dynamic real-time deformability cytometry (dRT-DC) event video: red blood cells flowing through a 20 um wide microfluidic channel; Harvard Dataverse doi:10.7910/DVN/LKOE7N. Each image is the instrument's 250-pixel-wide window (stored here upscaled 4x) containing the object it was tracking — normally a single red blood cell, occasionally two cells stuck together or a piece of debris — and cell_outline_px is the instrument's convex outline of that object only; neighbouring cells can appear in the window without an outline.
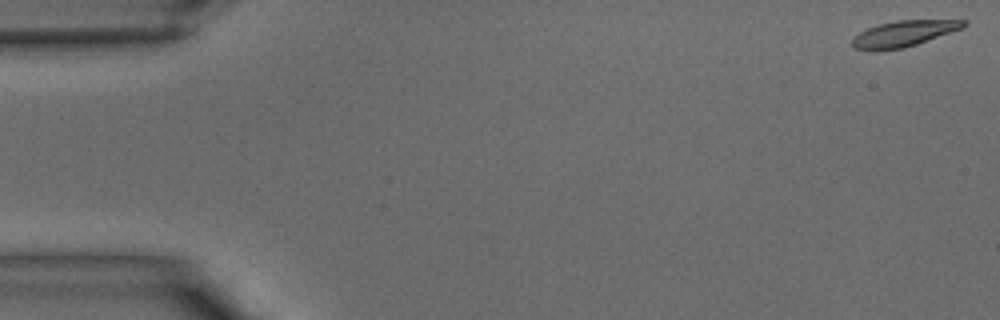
{"species": "common noctule bat (a hibernating species)", "species_latin": "Nyctalus noctula", "temperature_condition": "warm", "stored_images_in_passage": 39, "camera_frame_rate_fps": 3000, "um_per_image_px": 0.085, "animal": {"sex": "male", "body_mass_g": 15.6}, "frame": {"image": 1, "passage_image": 1, "time_ms": 0.0, "image_size_px": [1000, 320], "cell_outline_px": [[968, 24], [964, 28], [904, 48], [876, 52], [872, 52], [856, 48], [852, 44], [852, 40], [860, 32], [876, 24], [896, 20], [968, 20]], "centroid_in_image_um": [76.82, 2.87], "position_along_channel_um": 8.2, "area_um2": 17.05}}
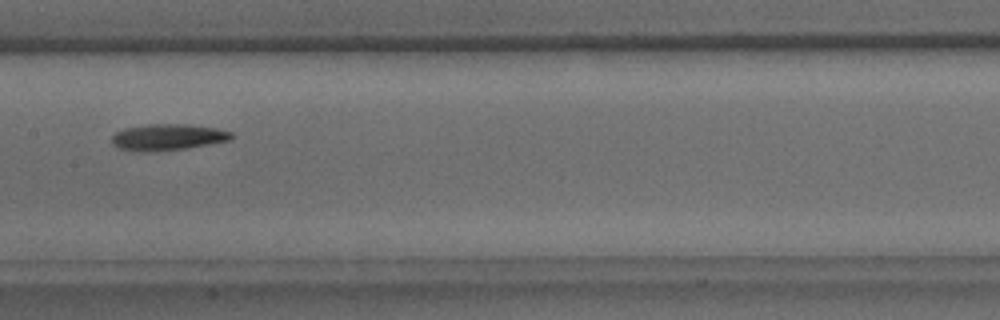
{"frame": {"image": 2, "passage_image": 20, "time_ms": 6.333, "image_size_px": [1000, 320], "cell_outline_px": [[236, 136], [232, 140], [184, 148], [152, 152], [136, 152], [120, 148], [112, 144], [112, 136], [116, 132], [124, 128], [148, 124], [188, 124], [216, 128], [232, 132]], "centroid_in_image_um": [14.27, 11.66], "position_along_channel_um": 193.1, "area_um2": 18.5}}
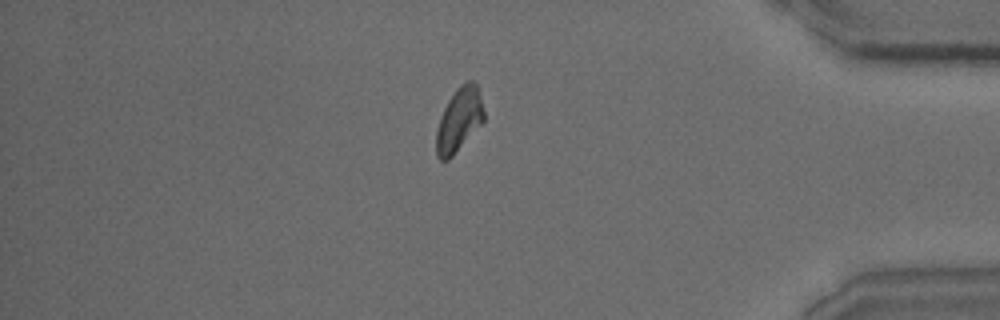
{"frame": {"image": 3, "passage_image": 34, "time_ms": 11.0, "image_size_px": [1000, 320], "cell_outline_px": [[484, 120], [452, 156], [448, 160], [440, 160], [436, 156], [436, 132], [440, 116], [448, 100], [456, 88], [460, 84], [468, 80], [472, 80], [476, 84], [484, 112]], "centroid_in_image_um": [38.99, 10.17], "position_along_channel_um": 396.2, "area_um2": 17.46}}